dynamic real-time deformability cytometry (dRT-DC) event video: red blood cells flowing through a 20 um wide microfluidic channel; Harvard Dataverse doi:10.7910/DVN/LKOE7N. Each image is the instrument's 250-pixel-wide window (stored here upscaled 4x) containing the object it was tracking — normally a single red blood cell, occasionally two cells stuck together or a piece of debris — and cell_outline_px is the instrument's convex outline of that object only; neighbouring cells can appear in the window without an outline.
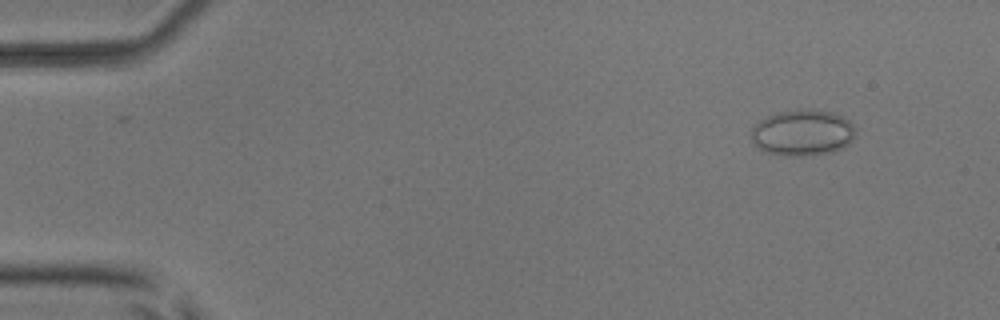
{"species": "common noctule bat (a hibernating species)", "species_latin": "Nyctalus noctula", "temperature_condition": "room temperature", "stored_images_in_passage": 52, "camera_frame_rate_fps": 3000, "um_per_image_px": 0.085, "animal": {"sex": "male", "body_mass_g": 17.9, "forearm_length_mm": 54.2}, "frame": {"image": 1, "passage_image": 5, "time_ms": 1.333, "image_size_px": [1000, 320], "cell_outline_px": [[856, 132], [852, 140], [844, 148], [828, 152], [800, 156], [788, 156], [768, 152], [752, 144], [752, 128], [760, 120], [776, 112], [796, 108], [800, 108], [832, 112], [844, 116], [856, 128]], "centroid_in_image_um": [68.23, 11.26], "position_along_channel_um": 16.8, "area_um2": 28.15}}
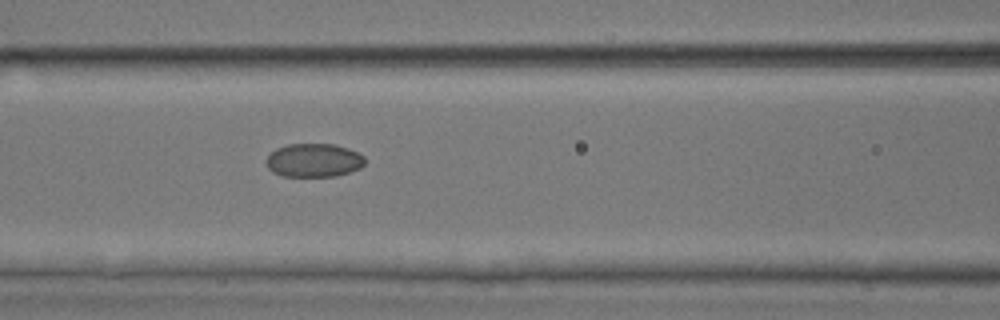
{"frame": {"image": 2, "passage_image": 23, "time_ms": 7.333, "image_size_px": [1000, 320], "cell_outline_px": [[364, 164], [360, 168], [336, 176], [284, 176], [272, 172], [268, 168], [268, 156], [276, 148], [288, 144], [336, 144], [348, 148], [364, 156]], "centroid_in_image_um": [26.68, 13.62], "position_along_channel_um": 139.9, "area_um2": 19.13}}
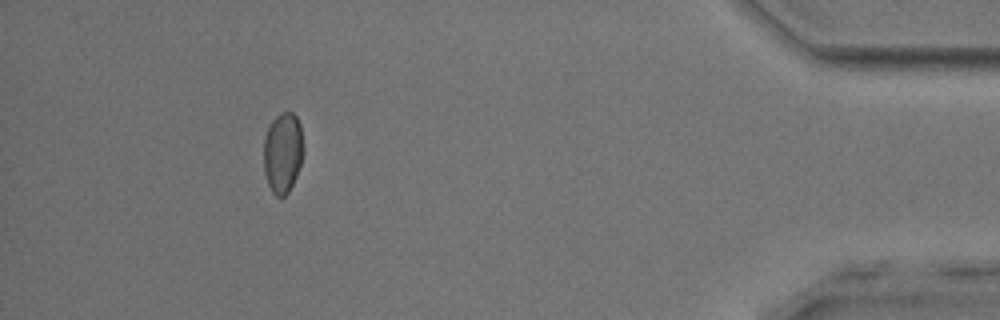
{"frame": {"image": 3, "passage_image": 48, "time_ms": 15.667, "image_size_px": [1000, 320], "cell_outline_px": [[304, 152], [296, 176], [288, 192], [284, 196], [276, 196], [272, 192], [268, 184], [264, 172], [264, 136], [272, 120], [280, 112], [292, 112], [296, 116], [300, 124], [304, 148]], "centroid_in_image_um": [24.04, 12.95], "position_along_channel_um": 411.2, "area_um2": 18.73}, "authors_computed_cell_mechanics": {"area_um2": 19.1318, "velocity_mm_per_s": 3.9305, "shape_relaxation_time_tau1_ms": 7.4475, "shape_relaxation_time_tau2_ms": 0.6852, "deformation_change_tau1": 0.125, "deformation_change_tau2": 0.0212}}